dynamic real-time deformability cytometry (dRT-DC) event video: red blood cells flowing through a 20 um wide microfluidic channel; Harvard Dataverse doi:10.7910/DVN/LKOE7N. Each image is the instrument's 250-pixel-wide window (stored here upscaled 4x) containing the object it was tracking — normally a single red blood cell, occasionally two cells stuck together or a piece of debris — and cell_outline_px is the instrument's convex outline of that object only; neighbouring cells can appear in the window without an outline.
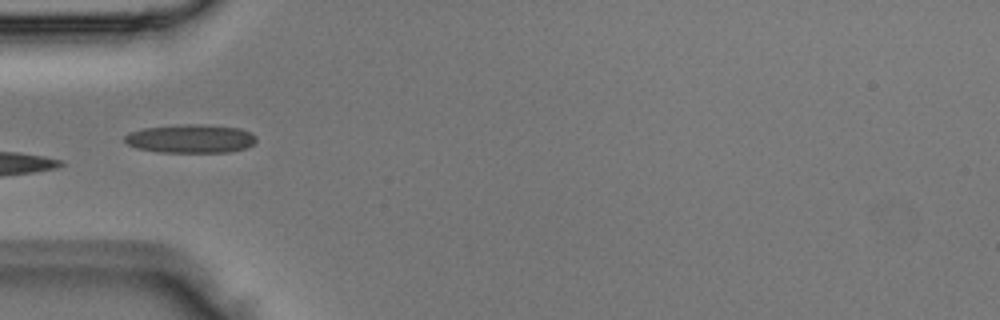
{"species": "Egyptian fruit bat (a non-hibernating species)", "species_latin": "Rousettus aegyptiacus", "temperature_condition": "room temperature", "stored_images_in_passage": 4, "camera_frame_rate_fps": 3000, "um_per_image_px": 0.085, "animal": {"sex": "male"}, "frame": {"image": 1, "passage_image": 3, "time_ms": 0.667, "image_size_px": [1000, 320], "cell_outline_px": [[256, 140], [248, 148], [228, 152], [156, 152], [136, 148], [128, 144], [124, 140], [124, 136], [128, 132], [144, 128], [188, 124], [192, 124], [240, 128], [256, 136]], "centroid_in_image_um": [16.18, 11.8], "position_along_channel_um": 68.8, "area_um2": 21.79}}
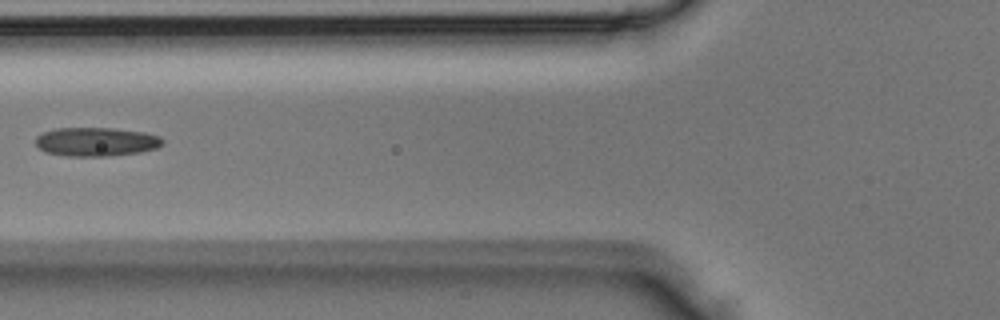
{"frame": {"image": 2, "passage_image": 4, "time_ms": 1.0, "image_size_px": [1000, 320], "cell_outline_px": [[164, 144], [156, 148], [140, 152], [104, 156], [68, 156], [44, 152], [36, 144], [36, 136], [44, 132], [56, 128], [112, 128], [144, 132], [160, 136], [164, 140]], "centroid_in_image_um": [8.19, 12.05], "position_along_channel_um": 117.6, "area_um2": 21.33}}